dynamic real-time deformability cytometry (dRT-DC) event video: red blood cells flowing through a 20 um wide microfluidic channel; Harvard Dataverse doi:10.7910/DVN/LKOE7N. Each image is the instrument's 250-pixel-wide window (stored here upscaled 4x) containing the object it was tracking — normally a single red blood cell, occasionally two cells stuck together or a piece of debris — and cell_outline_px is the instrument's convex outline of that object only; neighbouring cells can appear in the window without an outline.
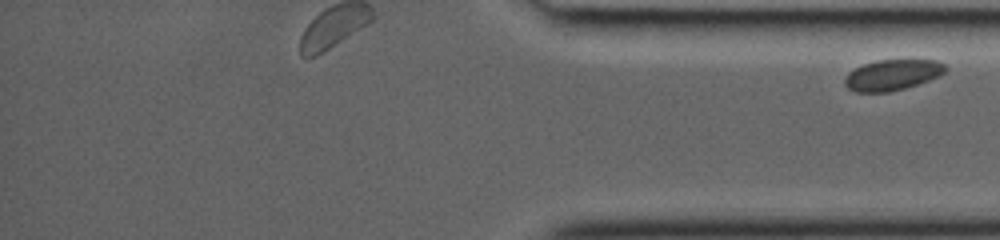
{"species": "common noctule bat (a hibernating species)", "species_latin": "Nyctalus noctula", "temperature_condition": "room temperature", "stored_images_in_passage": 24, "segment_of_instrument_passage": [2, 2], "camera_frame_rate_fps": 3000, "um_per_image_px": 0.085, "animal": {"sex": "female", "body_mass_g": 19.0, "forearm_length_mm": 53.3}, "frame": {"image": 1, "passage_image": 24, "time_ms": 7.667, "image_size_px": [1000, 240], "cell_outline_px": [[948, 68], [940, 76], [904, 88], [888, 92], [856, 92], [848, 88], [844, 84], [844, 80], [848, 72], [864, 64], [876, 60], [936, 60], [944, 64]], "centroid_in_image_um": [75.84, 6.36], "position_along_channel_um": 359.4, "area_um2": 17.92}}